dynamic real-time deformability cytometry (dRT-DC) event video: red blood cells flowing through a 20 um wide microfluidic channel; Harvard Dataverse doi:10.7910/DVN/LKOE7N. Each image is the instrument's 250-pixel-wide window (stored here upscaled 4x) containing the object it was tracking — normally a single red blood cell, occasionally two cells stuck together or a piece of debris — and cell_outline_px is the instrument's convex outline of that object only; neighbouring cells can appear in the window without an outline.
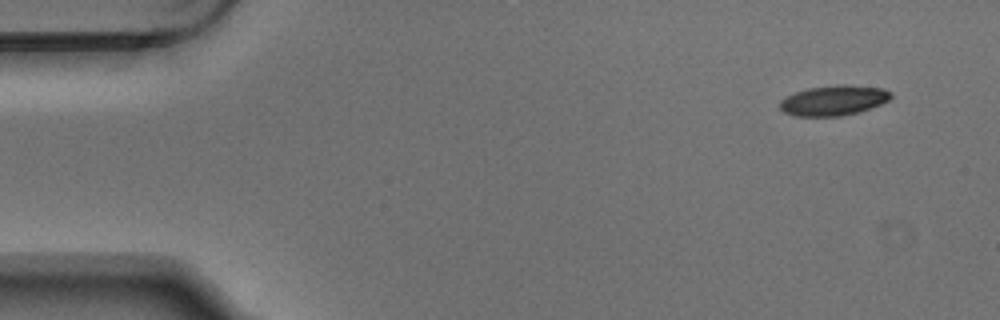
{"species": "Egyptian fruit bat (a non-hibernating species)", "species_latin": "Rousettus aegyptiacus", "temperature_condition": "warm", "stored_images_in_passage": 5, "camera_frame_rate_fps": 3000, "um_per_image_px": 0.085, "animal": {"sex": "male"}, "frame": {"image": 1, "passage_image": 1, "time_ms": 0.0, "image_size_px": [1000, 320], "cell_outline_px": [[892, 96], [888, 100], [880, 104], [856, 112], [840, 116], [796, 116], [784, 112], [780, 108], [780, 100], [796, 92], [808, 88], [836, 84], [848, 84], [884, 88], [892, 92]], "centroid_in_image_um": [70.87, 8.51], "position_along_channel_um": 14.1, "area_um2": 19.42}}
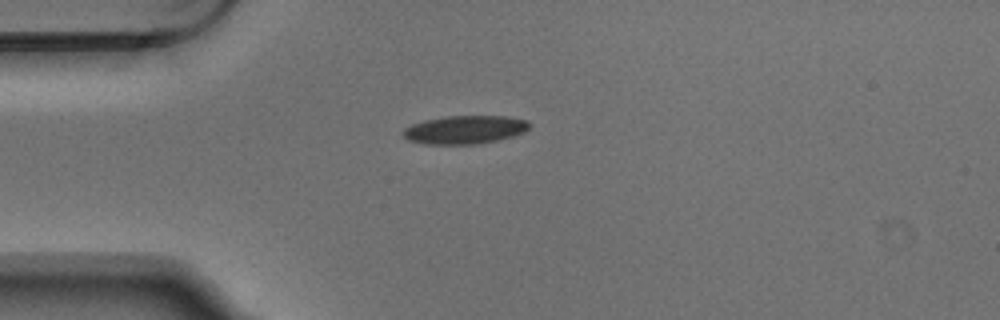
{"frame": {"image": 2, "passage_image": 4, "time_ms": 1.0, "image_size_px": [1000, 320], "cell_outline_px": [[532, 124], [524, 132], [512, 136], [496, 140], [476, 144], [424, 144], [408, 140], [400, 132], [404, 128], [412, 124], [424, 120], [448, 116], [504, 116], [528, 120]], "centroid_in_image_um": [39.49, 11.02], "position_along_channel_um": 45.5, "area_um2": 20.87}}
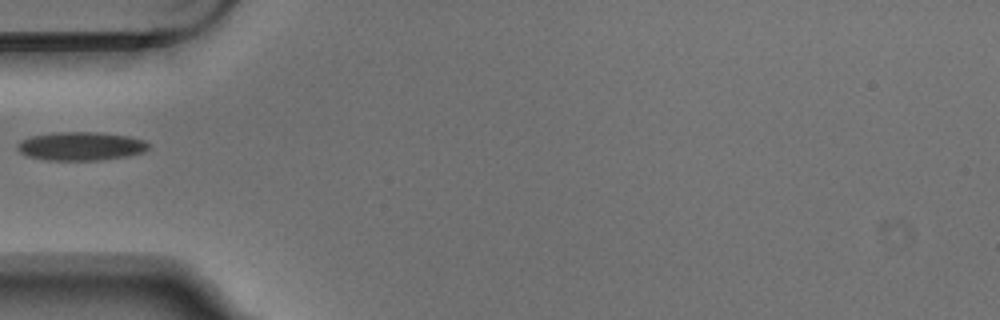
{"frame": {"image": 3, "passage_image": 5, "time_ms": 1.333, "image_size_px": [1000, 320], "cell_outline_px": [[148, 148], [144, 152], [124, 156], [100, 160], [48, 160], [28, 156], [20, 152], [16, 148], [16, 144], [20, 140], [32, 136], [60, 132], [96, 132], [128, 136], [144, 140], [148, 144]], "centroid_in_image_um": [6.84, 12.42], "position_along_channel_um": 78.2, "area_um2": 21.62}}